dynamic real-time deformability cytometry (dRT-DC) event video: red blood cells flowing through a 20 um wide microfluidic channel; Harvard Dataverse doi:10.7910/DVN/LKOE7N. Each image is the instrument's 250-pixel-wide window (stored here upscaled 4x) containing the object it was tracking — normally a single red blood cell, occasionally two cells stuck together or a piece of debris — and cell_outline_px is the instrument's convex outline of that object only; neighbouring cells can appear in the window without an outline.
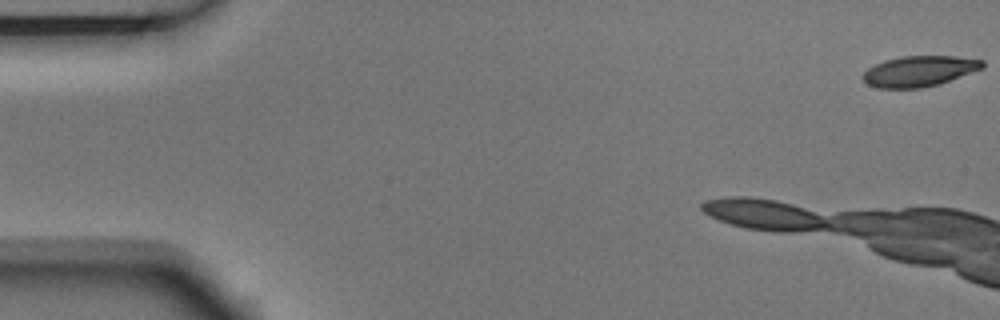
{"species": "Egyptian fruit bat (a non-hibernating species)", "species_latin": "Rousettus aegyptiacus", "temperature_condition": "room temperature", "stored_images_in_passage": 6, "segment_of_instrument_passage": [2, 2], "camera_frame_rate_fps": 3000, "um_per_image_px": 0.085, "animal": {"sex": "male"}, "frame": {"image": 1, "passage_image": 6, "time_ms": 1.667, "image_size_px": [1000, 320], "cell_outline_px": [[984, 68], [940, 84], [920, 88], [876, 88], [868, 84], [860, 76], [868, 68], [884, 60], [900, 56], [956, 56], [984, 60]], "centroid_in_image_um": [78.14, 6.05], "position_along_channel_um": 6.9, "area_um2": 21.5}}